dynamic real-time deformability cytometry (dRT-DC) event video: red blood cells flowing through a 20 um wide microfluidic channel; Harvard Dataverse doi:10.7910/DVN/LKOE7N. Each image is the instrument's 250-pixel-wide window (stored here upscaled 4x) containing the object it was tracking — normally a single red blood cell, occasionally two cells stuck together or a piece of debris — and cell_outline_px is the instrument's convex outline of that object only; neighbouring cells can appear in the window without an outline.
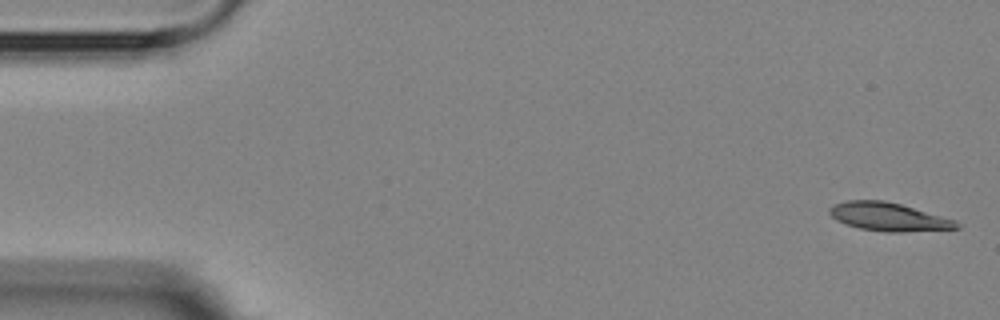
{"species": "Egyptian fruit bat (a non-hibernating species)", "species_latin": "Rousettus aegyptiacus", "temperature_condition": "room temperature", "stored_images_in_passage": 4, "camera_frame_rate_fps": 3000, "um_per_image_px": 0.085, "animal": {"sex": "female"}, "frame": {"image": 1, "passage_image": 1, "time_ms": 0.0, "image_size_px": [1000, 320], "cell_outline_px": [[960, 228], [900, 232], [884, 232], [860, 228], [836, 220], [828, 212], [828, 208], [836, 204], [848, 200], [884, 200], [900, 204], [956, 220], [960, 224]], "centroid_in_image_um": [75.53, 18.43], "position_along_channel_um": 9.5, "area_um2": 20.75}}